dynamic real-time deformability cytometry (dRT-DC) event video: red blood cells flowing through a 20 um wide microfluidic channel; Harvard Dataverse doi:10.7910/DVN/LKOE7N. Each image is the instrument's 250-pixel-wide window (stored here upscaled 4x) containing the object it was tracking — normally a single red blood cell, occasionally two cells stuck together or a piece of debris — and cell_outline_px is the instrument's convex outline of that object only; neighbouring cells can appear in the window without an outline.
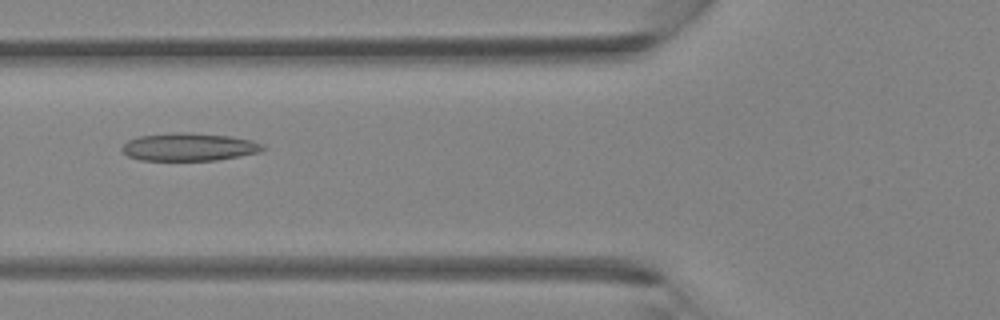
{"species": "Egyptian fruit bat (a non-hibernating species)", "species_latin": "Rousettus aegyptiacus", "temperature_condition": "room temperature", "stored_images_in_passage": 2, "camera_frame_rate_fps": 3000, "um_per_image_px": 0.085, "animal": {"sex": "female"}, "frame": {"image": 1, "passage_image": 2, "time_ms": 0.333, "image_size_px": [1000, 320], "cell_outline_px": [[268, 148], [260, 152], [216, 160], [140, 160], [128, 156], [120, 148], [128, 140], [140, 136], [172, 132], [192, 132], [232, 136], [252, 140], [264, 144]], "centroid_in_image_um": [16.11, 12.48], "position_along_channel_um": 109.7, "area_um2": 23.06}}